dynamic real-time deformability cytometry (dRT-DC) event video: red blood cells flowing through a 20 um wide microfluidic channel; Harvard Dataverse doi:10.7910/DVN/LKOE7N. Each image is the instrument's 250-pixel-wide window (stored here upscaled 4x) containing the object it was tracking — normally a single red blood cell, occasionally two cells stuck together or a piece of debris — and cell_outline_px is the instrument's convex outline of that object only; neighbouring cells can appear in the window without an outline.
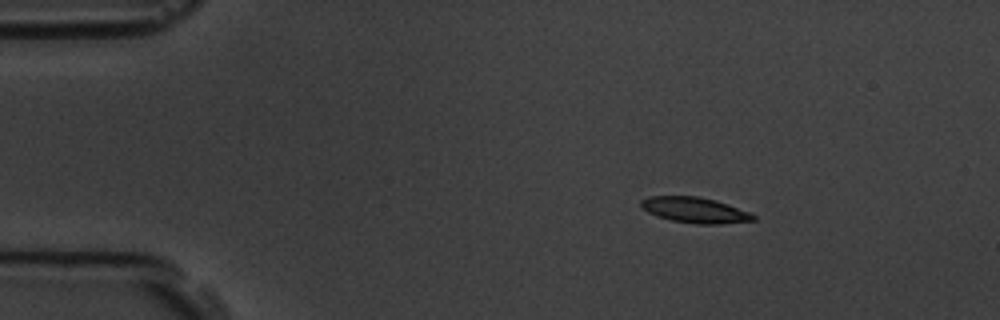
{"species": "common noctule bat (a hibernating species)", "species_latin": "Nyctalus noctula", "temperature_condition": "room temperature", "stored_images_in_passage": 3, "camera_frame_rate_fps": 3000, "um_per_image_px": 0.085, "animal": {"sex": "male", "body_mass_g": 19.5, "forearm_length_mm": 54.6}, "frame": {"image": 1, "passage_image": 1, "time_ms": 0.0, "image_size_px": [1000, 320], "cell_outline_px": [[756, 220], [720, 224], [696, 224], [672, 220], [656, 216], [640, 208], [640, 200], [648, 196], [696, 196], [716, 200], [728, 204], [748, 212], [756, 216]], "centroid_in_image_um": [59.03, 17.85], "position_along_channel_um": 26.0, "area_um2": 16.82}}